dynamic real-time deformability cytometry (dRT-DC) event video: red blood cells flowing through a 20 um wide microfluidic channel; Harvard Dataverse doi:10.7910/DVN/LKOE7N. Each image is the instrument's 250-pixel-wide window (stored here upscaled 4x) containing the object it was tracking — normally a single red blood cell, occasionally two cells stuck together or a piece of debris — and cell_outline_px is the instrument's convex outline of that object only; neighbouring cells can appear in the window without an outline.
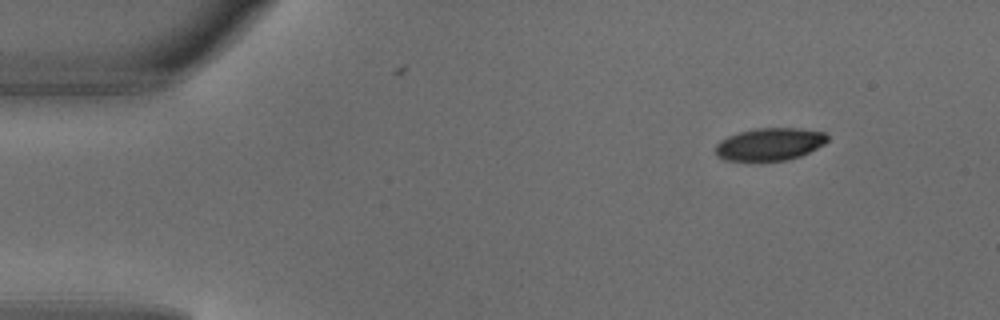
{"species": "common noctule bat (a hibernating species)", "species_latin": "Nyctalus noctula", "temperature_condition": "warm", "stored_images_in_passage": 4, "camera_frame_rate_fps": 3000, "um_per_image_px": 0.085, "animal": {"sex": "male", "body_mass_g": 18.8}, "frame": {"image": 1, "passage_image": 1, "time_ms": 0.0, "image_size_px": [1000, 320], "cell_outline_px": [[828, 140], [824, 144], [800, 156], [788, 160], [724, 160], [716, 156], [716, 144], [720, 140], [728, 136], [740, 132], [756, 128], [800, 128], [824, 132], [828, 136]], "centroid_in_image_um": [65.43, 12.25], "position_along_channel_um": 19.6, "area_um2": 21.1}}
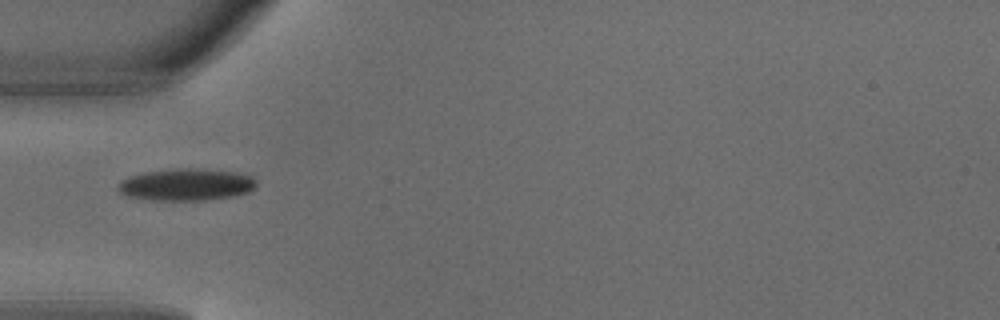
{"frame": {"image": 2, "passage_image": 4, "time_ms": 1.0, "image_size_px": [1000, 320], "cell_outline_px": [[256, 184], [248, 192], [232, 196], [204, 200], [156, 200], [128, 196], [120, 192], [116, 188], [116, 184], [120, 180], [128, 176], [144, 172], [176, 168], [192, 168], [236, 172], [252, 176], [256, 180]], "centroid_in_image_um": [15.78, 15.68], "position_along_channel_um": 69.2, "area_um2": 25.78}}